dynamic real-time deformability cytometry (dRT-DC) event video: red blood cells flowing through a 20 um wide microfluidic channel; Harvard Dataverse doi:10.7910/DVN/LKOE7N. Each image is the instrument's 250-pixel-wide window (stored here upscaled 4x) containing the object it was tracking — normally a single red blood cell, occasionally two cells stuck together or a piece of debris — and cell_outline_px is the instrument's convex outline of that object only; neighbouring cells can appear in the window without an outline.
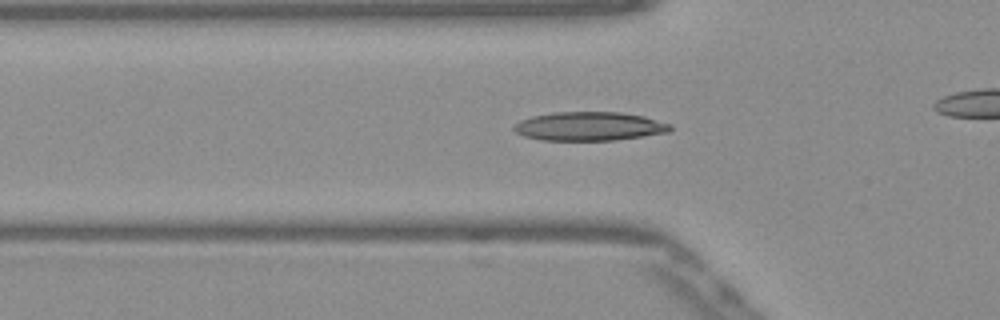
{"species": "Egyptian fruit bat (a non-hibernating species)", "species_latin": "Rousettus aegyptiacus", "temperature_condition": "warm", "stored_images_in_passage": 41, "camera_frame_rate_fps": 3000, "um_per_image_px": 0.085, "frame": {"image": 1, "passage_image": 16, "time_ms": 5.0, "image_size_px": [1000, 320], "cell_outline_px": [[672, 128], [668, 132], [616, 140], [540, 140], [524, 136], [516, 132], [512, 128], [520, 120], [532, 116], [552, 112], [620, 112], [644, 116], [672, 124]], "centroid_in_image_um": [50.09, 10.73], "position_along_channel_um": 75.7, "area_um2": 26.24}}
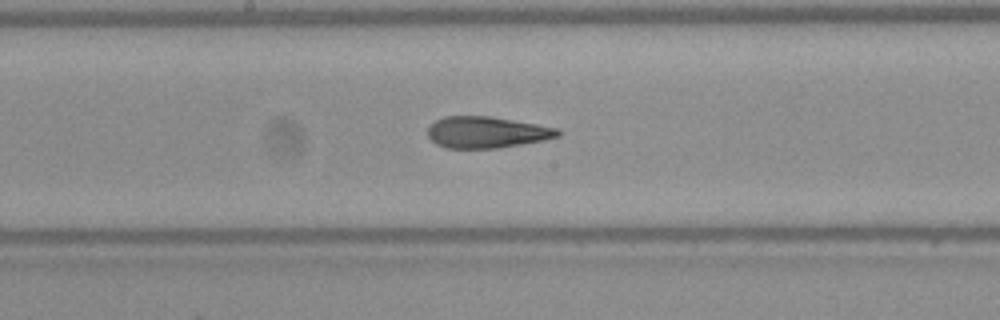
{"frame": {"image": 2, "passage_image": 26, "time_ms": 8.333, "image_size_px": [1000, 320], "cell_outline_px": [[560, 136], [520, 144], [496, 148], [448, 148], [436, 144], [428, 136], [428, 128], [436, 120], [444, 116], [488, 116], [536, 124], [556, 128], [560, 132]], "centroid_in_image_um": [41.32, 11.24], "position_along_channel_um": 206.9, "area_um2": 23.41}}
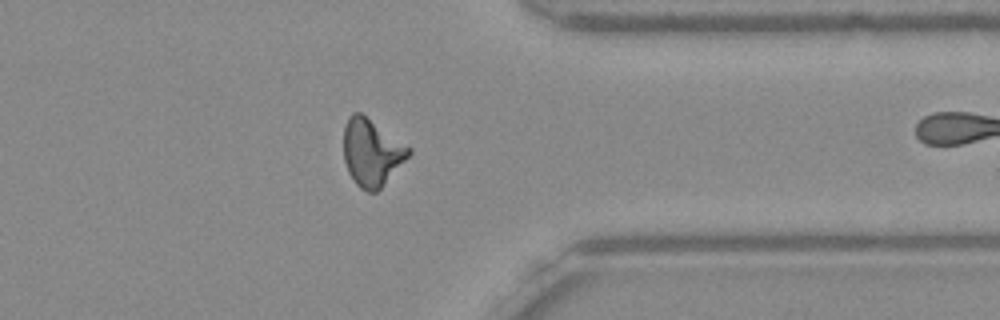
{"frame": {"image": 3, "passage_image": 40, "time_ms": 13.0, "image_size_px": [1000, 320], "cell_outline_px": [[412, 152], [380, 188], [376, 192], [368, 192], [360, 188], [356, 184], [348, 172], [344, 160], [344, 124], [348, 116], [352, 112], [360, 112], [412, 148]], "centroid_in_image_um": [31.57, 12.94], "position_along_channel_um": 379.8, "area_um2": 25.26}}